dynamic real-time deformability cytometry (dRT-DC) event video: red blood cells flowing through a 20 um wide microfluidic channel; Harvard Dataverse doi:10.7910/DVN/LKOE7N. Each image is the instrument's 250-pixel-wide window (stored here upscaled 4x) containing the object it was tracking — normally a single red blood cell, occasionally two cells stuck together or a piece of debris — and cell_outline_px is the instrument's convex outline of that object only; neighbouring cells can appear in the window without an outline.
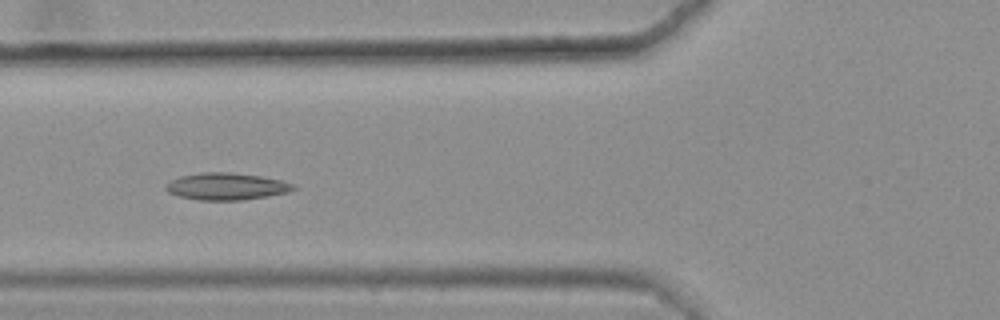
{"species": "common noctule bat (a hibernating species)", "species_latin": "Nyctalus noctula", "temperature_condition": "warm", "stored_images_in_passage": 45, "camera_frame_rate_fps": 3000, "um_per_image_px": 0.085, "animal": {"sex": "female", "body_mass_g": 25.1}, "frame": {"image": 1, "passage_image": 20, "time_ms": 6.333, "image_size_px": [1000, 320], "cell_outline_px": [[296, 188], [288, 192], [268, 196], [240, 200], [200, 200], [180, 196], [168, 192], [164, 188], [164, 184], [168, 180], [180, 176], [200, 172], [232, 172], [260, 176], [280, 180], [292, 184]], "centroid_in_image_um": [19.18, 15.83], "position_along_channel_um": 106.6, "area_um2": 20.11}, "authors_computed_cell_mechanics": {"area_um2": 18.9584, "velocity_mm_per_s": 3.6068, "shape_relaxation_time_tau1_ms": null, "shape_relaxation_time_tau2_ms": 2.8236, "deformation_change_tau1": null, "deformation_change_tau2": 0.0871}}